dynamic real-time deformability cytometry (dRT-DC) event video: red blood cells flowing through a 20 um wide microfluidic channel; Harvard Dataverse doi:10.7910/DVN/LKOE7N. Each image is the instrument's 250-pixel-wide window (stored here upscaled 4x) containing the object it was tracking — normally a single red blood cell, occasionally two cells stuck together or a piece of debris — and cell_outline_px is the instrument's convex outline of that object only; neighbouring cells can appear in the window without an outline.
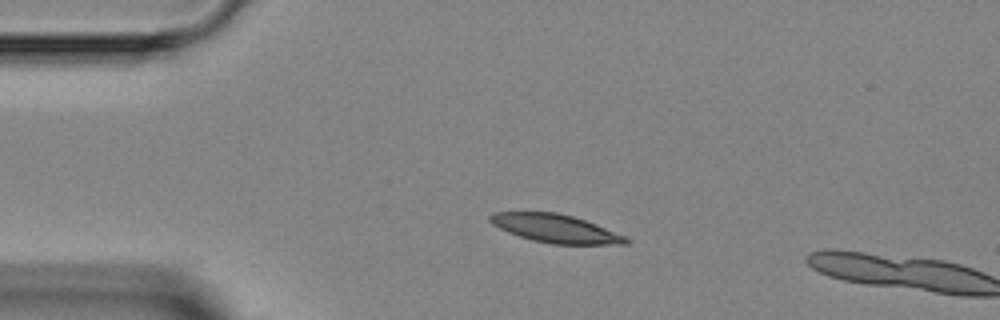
{"species": "Egyptian fruit bat (a non-hibernating species)", "species_latin": "Rousettus aegyptiacus", "temperature_condition": "room temperature", "stored_images_in_passage": 2, "camera_frame_rate_fps": 3000, "um_per_image_px": 0.085, "animal": {"sex": "female"}, "frame": {"image": 1, "passage_image": 1, "time_ms": 0.0, "image_size_px": [1000, 320], "cell_outline_px": [[632, 240], [628, 244], [552, 244], [532, 240], [508, 232], [492, 224], [488, 220], [488, 216], [496, 212], [556, 212], [572, 216], [596, 224], [628, 236]], "centroid_in_image_um": [47.26, 19.43], "position_along_channel_um": 37.7, "area_um2": 22.43}}